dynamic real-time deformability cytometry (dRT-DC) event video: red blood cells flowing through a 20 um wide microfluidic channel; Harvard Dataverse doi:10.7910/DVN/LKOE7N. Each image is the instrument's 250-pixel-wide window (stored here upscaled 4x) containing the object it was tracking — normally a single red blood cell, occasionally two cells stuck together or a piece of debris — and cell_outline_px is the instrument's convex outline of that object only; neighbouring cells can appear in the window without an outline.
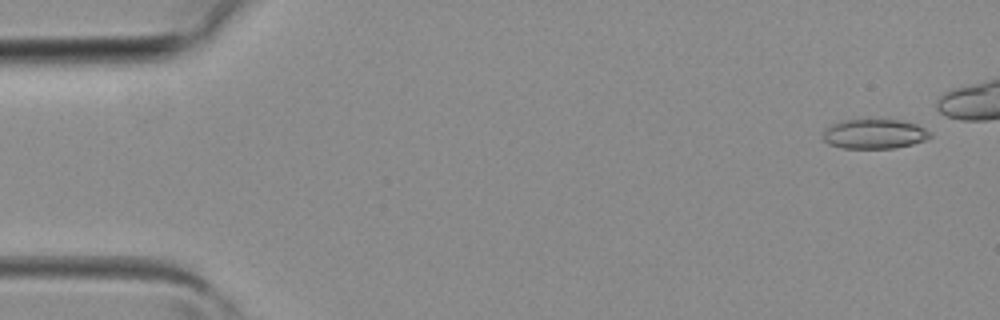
{"species": "common noctule bat (a hibernating species)", "species_latin": "Nyctalus noctula", "temperature_condition": "room temperature", "stored_images_in_passage": 6, "camera_frame_rate_fps": 3000, "um_per_image_px": 0.085, "animal": {"sex": "female", "body_mass_g": 19.3, "forearm_length_mm": 54.1}, "frame": {"image": 1, "passage_image": 1, "time_ms": 0.0, "image_size_px": [1000, 320], "cell_outline_px": [[932, 136], [928, 140], [896, 148], [844, 148], [828, 144], [824, 140], [824, 132], [832, 124], [844, 120], [904, 120], [916, 124], [932, 132]], "centroid_in_image_um": [74.4, 11.39], "position_along_channel_um": 10.6, "area_um2": 18.5}}
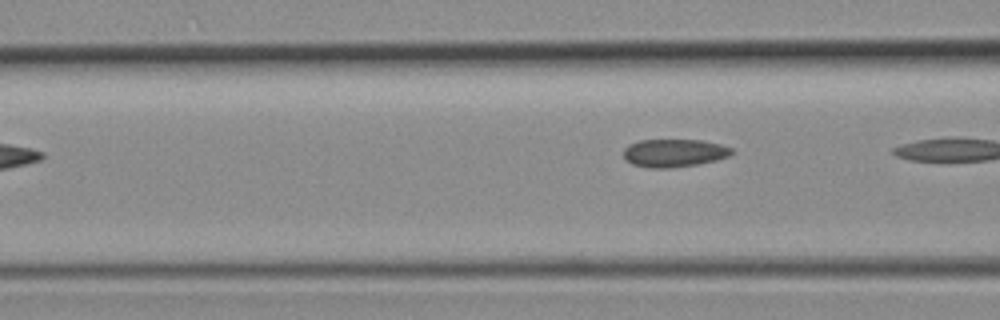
{"frame": {"image": 2, "passage_image": 6, "time_ms": 1.667, "image_size_px": [1000, 320], "cell_outline_px": [[732, 152], [728, 156], [716, 160], [696, 164], [668, 168], [648, 168], [632, 164], [624, 160], [624, 148], [628, 144], [640, 140], [700, 140], [720, 144], [732, 148]], "centroid_in_image_um": [57.24, 13.0], "position_along_channel_um": 109.4, "area_um2": 17.57}}